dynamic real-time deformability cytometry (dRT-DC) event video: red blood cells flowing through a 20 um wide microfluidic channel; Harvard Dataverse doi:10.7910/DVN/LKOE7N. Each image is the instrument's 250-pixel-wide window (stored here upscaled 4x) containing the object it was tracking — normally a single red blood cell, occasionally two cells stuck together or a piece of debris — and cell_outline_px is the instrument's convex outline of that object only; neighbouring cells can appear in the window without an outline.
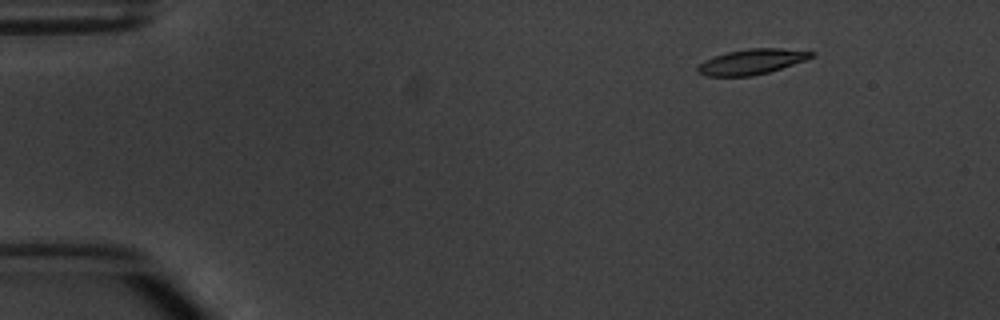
{"species": "common noctule bat (a hibernating species)", "species_latin": "Nyctalus noctula", "temperature_condition": "warm", "stored_images_in_passage": 7, "camera_frame_rate_fps": 3000, "um_per_image_px": 0.085, "animal": {"sex": "male", "body_mass_g": 20.1, "forearm_length_mm": 53.5}, "frame": {"image": 1, "passage_image": 1, "time_ms": 0.0, "image_size_px": [1000, 320], "cell_outline_px": [[816, 56], [768, 72], [752, 76], [708, 76], [696, 72], [696, 68], [704, 60], [728, 52], [748, 48], [780, 48], [816, 52]], "centroid_in_image_um": [63.89, 5.24], "position_along_channel_um": 21.1, "area_um2": 16.59}}
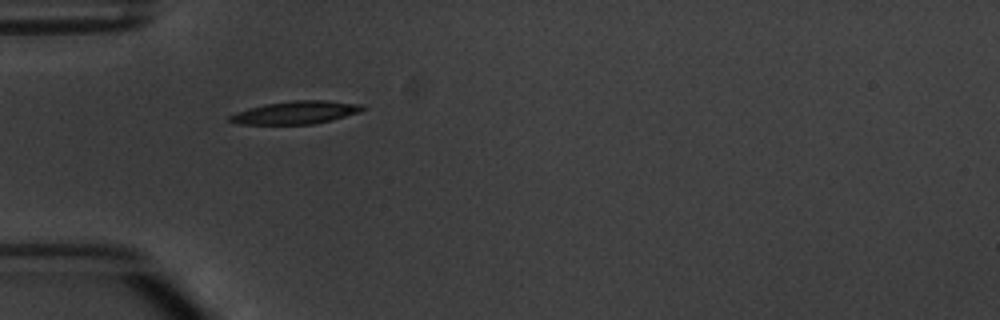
{"frame": {"image": 2, "passage_image": 4, "time_ms": 3.333, "image_size_px": [1000, 320], "cell_outline_px": [[364, 108], [360, 112], [332, 120], [312, 124], [240, 124], [228, 120], [228, 116], [236, 112], [248, 108], [268, 104], [292, 100], [328, 100], [364, 104]], "centroid_in_image_um": [25.17, 9.56], "position_along_channel_um": 59.8, "area_um2": 17.69}}
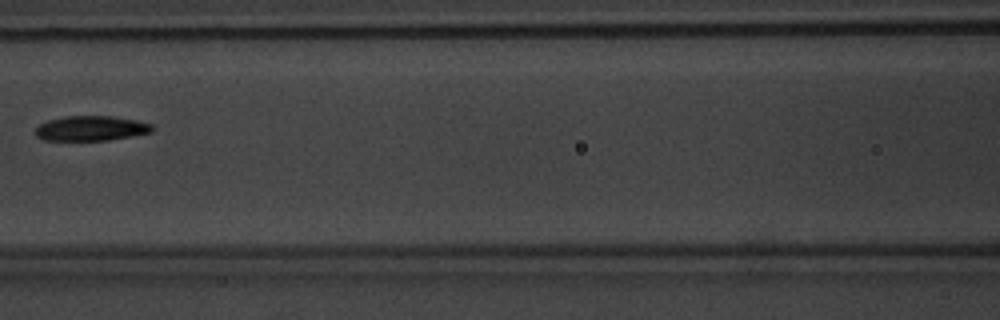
{"frame": {"image": 3, "passage_image": 6, "time_ms": 6.0, "image_size_px": [1000, 320], "cell_outline_px": [[156, 128], [152, 132], [132, 136], [108, 140], [44, 140], [36, 136], [36, 128], [40, 124], [48, 120], [64, 116], [112, 116], [136, 120], [152, 124]], "centroid_in_image_um": [7.77, 10.9], "position_along_channel_um": 158.8, "area_um2": 16.99}}